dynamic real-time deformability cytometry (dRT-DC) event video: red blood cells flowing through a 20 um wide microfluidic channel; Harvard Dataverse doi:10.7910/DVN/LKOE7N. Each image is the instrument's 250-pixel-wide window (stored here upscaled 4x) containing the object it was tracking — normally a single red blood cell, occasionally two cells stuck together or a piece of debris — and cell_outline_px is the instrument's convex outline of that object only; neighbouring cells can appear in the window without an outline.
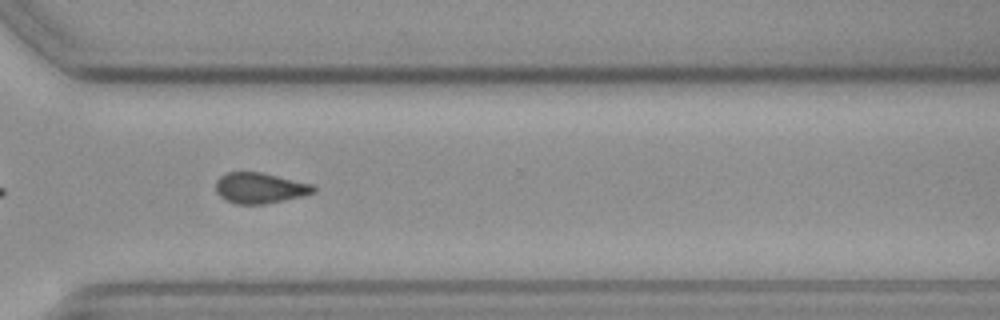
{"species": "common noctule bat (a hibernating species)", "species_latin": "Nyctalus noctula", "temperature_condition": "cold", "stored_images_in_passage": 38, "camera_frame_rate_fps": 3000, "um_per_image_px": 0.085, "animal": {"sex": "female", "body_mass_g": 19.3, "forearm_length_mm": 54.1}, "frame": {"image": 1, "passage_image": 27, "time_ms": 8.667, "image_size_px": [1000, 320], "cell_outline_px": [[316, 192], [284, 200], [264, 204], [236, 204], [224, 200], [216, 192], [216, 180], [220, 176], [228, 172], [260, 172], [312, 184], [316, 188]], "centroid_in_image_um": [22.05, 15.98], "position_along_channel_um": 348.5, "area_um2": 17.4}}